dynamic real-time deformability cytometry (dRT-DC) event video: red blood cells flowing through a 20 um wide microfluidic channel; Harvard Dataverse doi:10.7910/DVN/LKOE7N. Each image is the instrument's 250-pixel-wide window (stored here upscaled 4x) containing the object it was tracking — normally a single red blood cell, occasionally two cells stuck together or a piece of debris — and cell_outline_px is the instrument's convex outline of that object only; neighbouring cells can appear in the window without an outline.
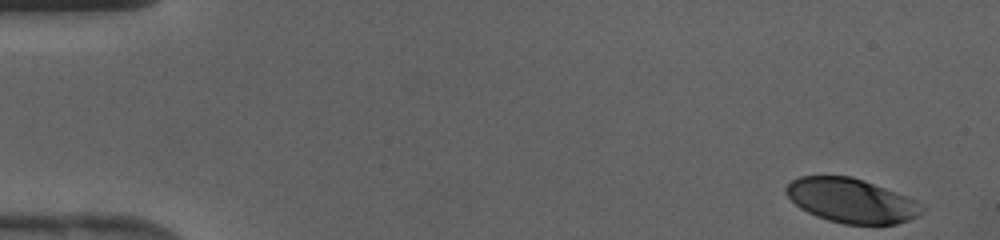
{"species": "human", "species_latin": "Homo sapiens", "temperature_condition": "cold", "stored_images_in_passage": 42, "camera_frame_rate_fps": 3000, "um_per_image_px": 0.085, "donor": {"sex": "female"}, "frame": {"image": 1, "passage_image": 1, "time_ms": 0.0, "image_size_px": [1000, 240], "cell_outline_px": [[928, 208], [924, 212], [908, 220], [896, 224], [844, 224], [828, 220], [816, 216], [800, 208], [784, 192], [784, 188], [792, 180], [800, 176], [852, 176], [864, 180], [916, 200]], "centroid_in_image_um": [72.38, 17.05], "position_along_channel_um": 12.6, "area_um2": 35.08}}
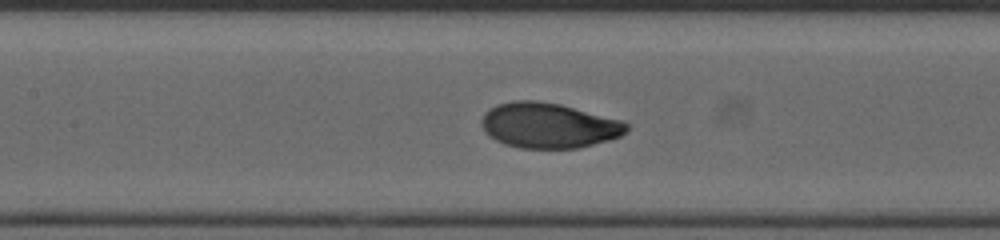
{"frame": {"image": 2, "passage_image": 19, "time_ms": 6.0, "image_size_px": [1000, 240], "cell_outline_px": [[628, 132], [620, 136], [608, 140], [576, 148], [520, 148], [504, 144], [488, 136], [484, 132], [480, 124], [480, 120], [484, 112], [496, 104], [512, 100], [536, 100], [560, 104], [620, 120], [628, 124]], "centroid_in_image_um": [46.57, 10.65], "position_along_channel_um": 160.8, "area_um2": 38.38}}
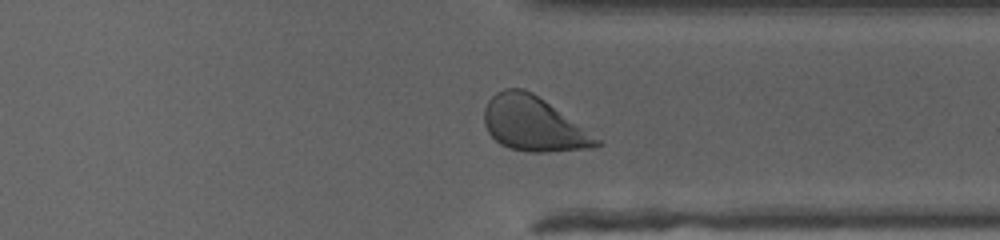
{"frame": {"image": 3, "passage_image": 32, "time_ms": 10.333, "image_size_px": [1000, 240], "cell_outline_px": [[604, 144], [592, 148], [548, 152], [528, 152], [508, 148], [500, 144], [488, 132], [484, 124], [484, 108], [488, 100], [496, 92], [504, 88], [524, 88], [532, 92], [604, 140]], "centroid_in_image_um": [45.38, 10.54], "position_along_channel_um": 366.0, "area_um2": 36.07}}